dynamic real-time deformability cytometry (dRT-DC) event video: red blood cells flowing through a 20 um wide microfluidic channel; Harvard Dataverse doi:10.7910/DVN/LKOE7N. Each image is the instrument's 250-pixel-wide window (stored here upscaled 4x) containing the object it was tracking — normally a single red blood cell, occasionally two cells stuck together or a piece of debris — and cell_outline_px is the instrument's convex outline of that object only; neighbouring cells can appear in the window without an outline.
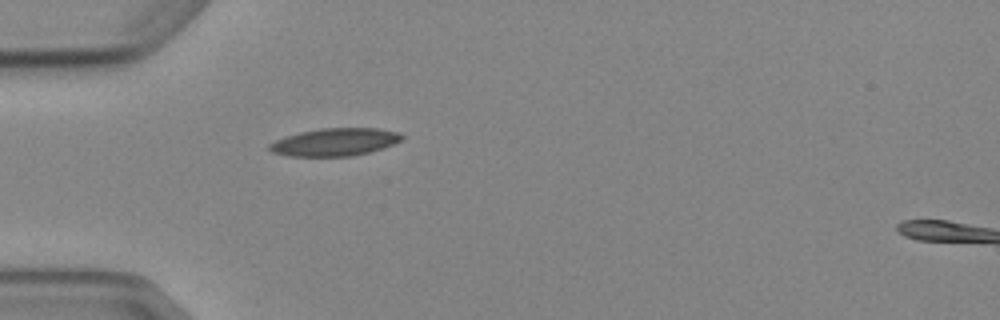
{"species": "Egyptian fruit bat (a non-hibernating species)", "species_latin": "Rousettus aegyptiacus", "temperature_condition": "cold", "stored_images_in_passage": 2, "segment_of_instrument_passage": [1, 2], "camera_frame_rate_fps": 3000, "um_per_image_px": 0.085, "animal": {"sex": "female"}, "frame": {"image": 1, "passage_image": 1, "time_ms": 0.0, "image_size_px": [1000, 320], "cell_outline_px": [[404, 136], [400, 140], [392, 144], [368, 152], [352, 156], [288, 156], [272, 152], [268, 148], [268, 144], [276, 140], [300, 132], [320, 128], [376, 128], [400, 132]], "centroid_in_image_um": [28.44, 12.07], "position_along_channel_um": 56.6, "area_um2": 21.15}}